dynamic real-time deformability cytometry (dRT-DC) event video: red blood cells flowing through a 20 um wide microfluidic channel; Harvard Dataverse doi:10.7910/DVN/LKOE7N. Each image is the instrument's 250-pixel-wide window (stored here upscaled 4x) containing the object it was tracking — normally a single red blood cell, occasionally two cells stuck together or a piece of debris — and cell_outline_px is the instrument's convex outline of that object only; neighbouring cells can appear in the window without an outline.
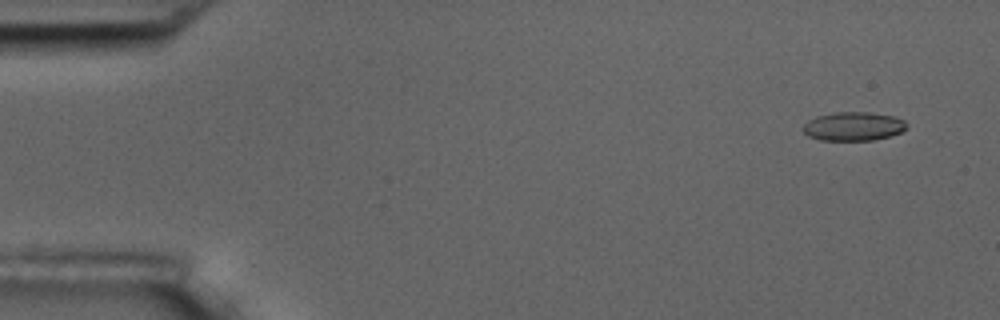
{"species": "common noctule bat (a hibernating species)", "species_latin": "Nyctalus noctula", "temperature_condition": "room temperature", "stored_images_in_passage": 4, "camera_frame_rate_fps": 3000, "um_per_image_px": 0.085, "animal": {"sex": "male", "body_mass_g": 17.5, "forearm_length_mm": 52.3}, "frame": {"image": 1, "passage_image": 1, "time_ms": 0.0, "image_size_px": [1000, 320], "cell_outline_px": [[908, 128], [900, 132], [888, 136], [872, 140], [820, 140], [808, 136], [804, 132], [804, 124], [808, 120], [816, 116], [836, 112], [868, 112], [896, 116], [904, 120]], "centroid_in_image_um": [72.55, 10.73], "position_along_channel_um": 12.5, "area_um2": 17.34}}